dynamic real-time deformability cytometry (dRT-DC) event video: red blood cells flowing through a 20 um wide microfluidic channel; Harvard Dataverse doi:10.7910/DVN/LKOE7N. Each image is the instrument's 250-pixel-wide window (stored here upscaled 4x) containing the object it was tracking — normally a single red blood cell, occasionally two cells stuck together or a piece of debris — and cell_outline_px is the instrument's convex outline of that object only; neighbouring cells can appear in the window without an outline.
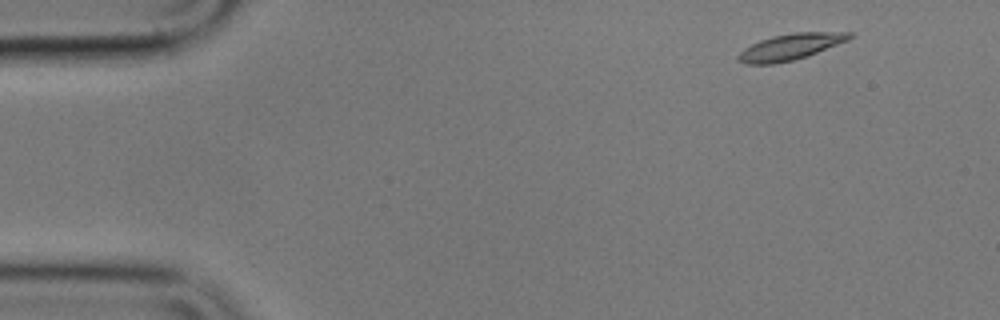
{"species": "common noctule bat (a hibernating species)", "species_latin": "Nyctalus noctula", "temperature_condition": "cold", "stored_images_in_passage": 53, "camera_frame_rate_fps": 3000, "um_per_image_px": 0.085, "animal": {"sex": "male", "body_mass_g": 17.9}, "frame": {"image": 1, "passage_image": 3, "time_ms": 0.667, "image_size_px": [1000, 320], "cell_outline_px": [[856, 36], [848, 40], [808, 56], [792, 60], [772, 64], [748, 64], [740, 60], [736, 56], [744, 48], [760, 40], [772, 36], [792, 32], [852, 32]], "centroid_in_image_um": [67.22, 3.96], "position_along_channel_um": 17.8, "area_um2": 16.94}}
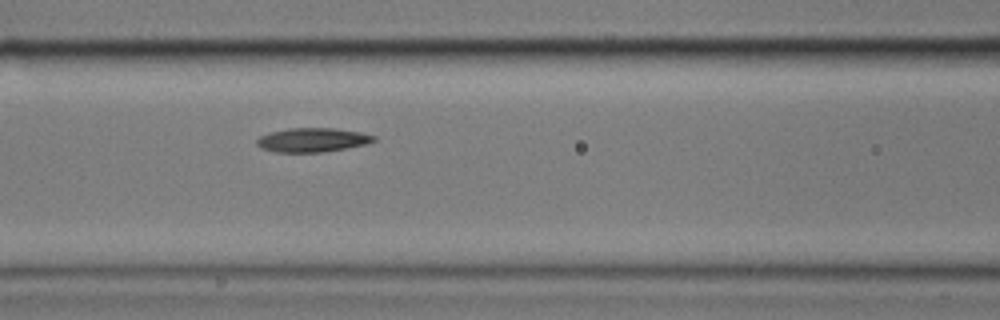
{"frame": {"image": 2, "passage_image": 21, "time_ms": 6.667, "image_size_px": [1000, 320], "cell_outline_px": [[376, 140], [368, 144], [348, 148], [324, 152], [276, 152], [260, 148], [256, 144], [256, 140], [260, 136], [272, 132], [288, 128], [336, 128], [360, 132], [376, 136]], "centroid_in_image_um": [26.58, 11.9], "position_along_channel_um": 140.0, "area_um2": 16.53}}
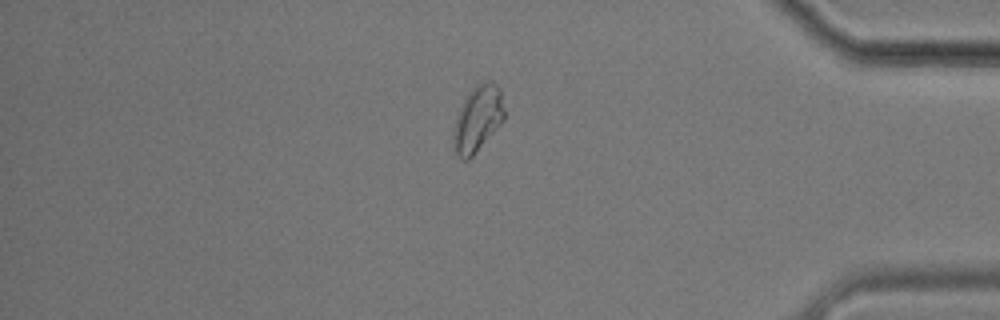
{"frame": {"image": 3, "passage_image": 45, "time_ms": 14.667, "image_size_px": [1000, 320], "cell_outline_px": [[504, 120], [472, 156], [468, 160], [460, 160], [456, 156], [452, 140], [452, 132], [456, 116], [468, 92], [476, 84], [484, 80], [492, 80], [500, 88], [504, 108]], "centroid_in_image_um": [40.58, 10.08], "position_along_channel_um": 394.6, "area_um2": 19.83}, "authors_computed_cell_mechanics": {"area_um2": 16.7042, "velocity_mm_per_s": 3.5501, "shape_relaxation_time_tau1_ms": 3.7232, "shape_relaxation_time_tau2_ms": 6.9164, "deformation_change_tau1": 0.1358, "deformation_change_tau2": 0.133}}